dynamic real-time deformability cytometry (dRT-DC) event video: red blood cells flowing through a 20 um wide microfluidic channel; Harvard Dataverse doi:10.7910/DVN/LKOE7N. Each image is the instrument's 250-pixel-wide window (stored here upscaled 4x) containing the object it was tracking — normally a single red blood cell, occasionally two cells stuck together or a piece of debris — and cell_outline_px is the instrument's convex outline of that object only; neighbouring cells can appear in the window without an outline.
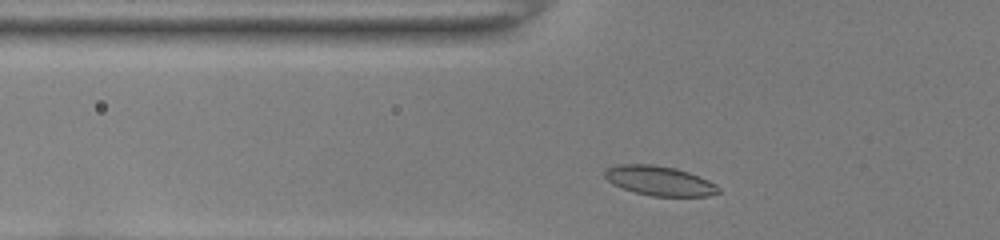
{"species": "common noctule bat (a hibernating species)", "species_latin": "Nyctalus noctula", "temperature_condition": "room temperature", "stored_images_in_passage": 29, "camera_frame_rate_fps": 3000, "um_per_image_px": 0.085, "animal": {"sex": "female", "body_mass_g": 22.0, "forearm_length_mm": 56.7}, "frame": {"image": 1, "passage_image": 2, "time_ms": 0.333, "image_size_px": [1000, 240], "cell_outline_px": [[720, 192], [708, 196], [652, 196], [636, 192], [612, 184], [604, 176], [604, 172], [608, 168], [616, 164], [652, 164], [676, 168], [688, 172], [708, 180], [716, 184], [720, 188]], "centroid_in_image_um": [56.06, 15.36], "position_along_channel_um": 69.7, "area_um2": 19.54}}
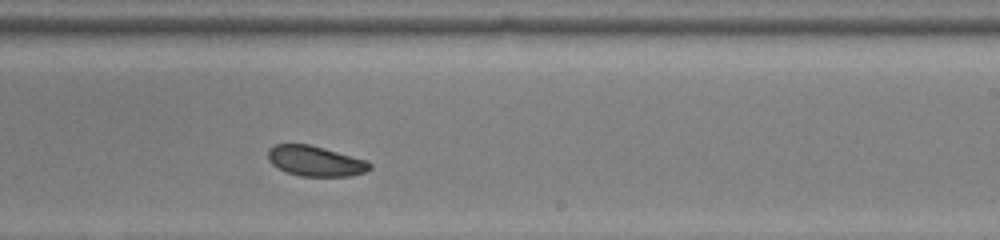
{"frame": {"image": 2, "passage_image": 17, "time_ms": 5.333, "image_size_px": [1000, 240], "cell_outline_px": [[372, 168], [364, 172], [352, 176], [300, 176], [288, 172], [272, 164], [268, 160], [268, 148], [276, 144], [308, 144], [324, 148], [364, 160], [372, 164]], "centroid_in_image_um": [26.79, 13.69], "position_along_channel_um": 262.2, "area_um2": 17.74}}
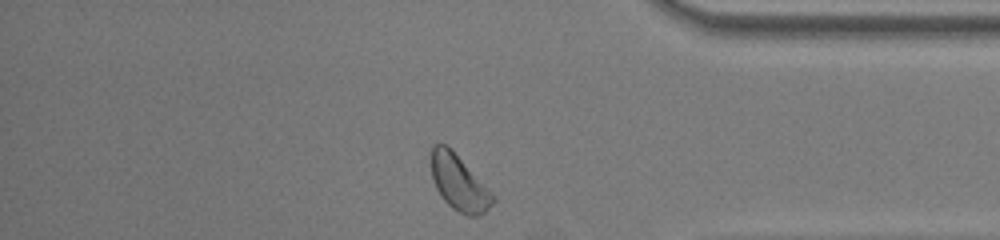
{"frame": {"image": 3, "passage_image": 28, "time_ms": 9.0, "image_size_px": [1000, 240], "cell_outline_px": [[496, 200], [480, 216], [468, 216], [452, 208], [444, 200], [436, 188], [432, 176], [432, 144], [444, 144], [496, 196]], "centroid_in_image_um": [39.03, 15.6], "position_along_channel_um": 396.2, "area_um2": 19.19}, "authors_computed_cell_mechanics": {"area_um2": 18.496, "velocity_mm_per_s": 3.9466, "shape_relaxation_time_tau1_ms": 4.2998, "shape_relaxation_time_tau2_ms": 6.2042, "deformation_change_tau1": 0.0862, "deformation_change_tau2": 0.0776}}